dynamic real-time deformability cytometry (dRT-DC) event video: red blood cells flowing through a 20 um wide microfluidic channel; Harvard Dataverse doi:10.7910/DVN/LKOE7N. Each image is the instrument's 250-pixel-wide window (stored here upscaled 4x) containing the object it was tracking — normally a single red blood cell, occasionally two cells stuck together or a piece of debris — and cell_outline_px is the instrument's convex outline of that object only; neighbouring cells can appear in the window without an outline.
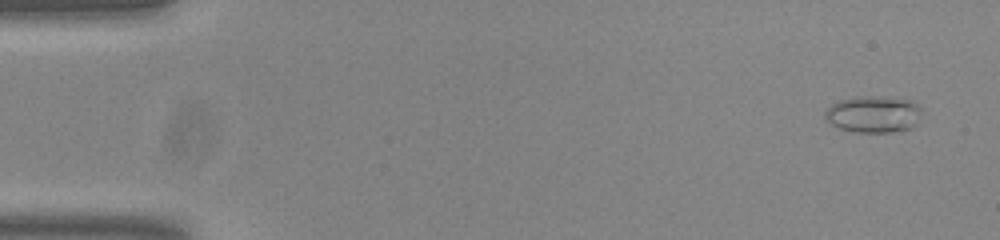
{"species": "common noctule bat (a hibernating species)", "species_latin": "Nyctalus noctula", "temperature_condition": "room temperature", "stored_images_in_passage": 14, "camera_frame_rate_fps": 3000, "um_per_image_px": 0.085, "animal": {"sex": "male", "body_mass_g": 20.0, "forearm_length_mm": 53.3}, "frame": {"image": 1, "passage_image": 3, "time_ms": 0.667, "image_size_px": [1000, 240], "cell_outline_px": [[920, 108], [916, 124], [912, 128], [892, 132], [856, 132], [840, 128], [832, 124], [824, 116], [824, 112], [832, 104], [840, 100], [856, 96], [872, 96], [912, 100]], "centroid_in_image_um": [74.22, 9.71], "position_along_channel_um": 10.8, "area_um2": 20.46}}